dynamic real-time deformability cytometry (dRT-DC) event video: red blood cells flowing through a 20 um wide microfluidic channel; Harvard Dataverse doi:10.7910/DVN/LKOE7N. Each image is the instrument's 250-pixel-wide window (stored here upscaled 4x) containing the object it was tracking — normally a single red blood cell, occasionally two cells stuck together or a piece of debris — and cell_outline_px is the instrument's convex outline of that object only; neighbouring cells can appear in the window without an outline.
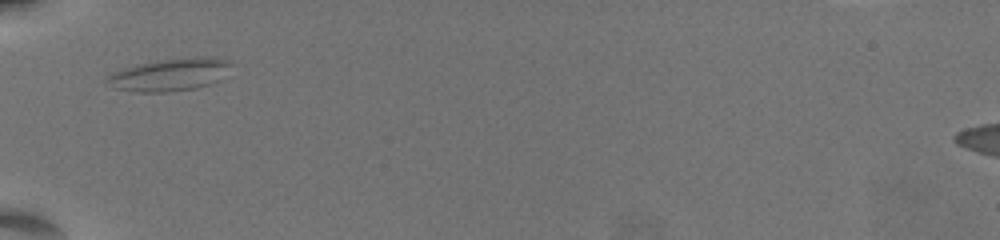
{"species": "common noctule bat (a hibernating species)", "species_latin": "Nyctalus noctula", "temperature_condition": "warm", "stored_images_in_passage": 4, "camera_frame_rate_fps": 3000, "um_per_image_px": 0.085, "animal": {"sex": "female", "body_mass_g": 19.5, "forearm_length_mm": 54.1}, "frame": {"image": 1, "passage_image": 1, "time_ms": 0.0, "image_size_px": [1000, 240], "cell_outline_px": [[232, 64], [220, 80], [196, 88], [168, 92], [136, 92], [112, 88], [108, 80], [108, 76], [112, 72], [136, 64], [160, 60], [196, 56], [232, 60]], "centroid_in_image_um": [14.44, 6.34], "position_along_channel_um": 70.6, "area_um2": 23.47}}